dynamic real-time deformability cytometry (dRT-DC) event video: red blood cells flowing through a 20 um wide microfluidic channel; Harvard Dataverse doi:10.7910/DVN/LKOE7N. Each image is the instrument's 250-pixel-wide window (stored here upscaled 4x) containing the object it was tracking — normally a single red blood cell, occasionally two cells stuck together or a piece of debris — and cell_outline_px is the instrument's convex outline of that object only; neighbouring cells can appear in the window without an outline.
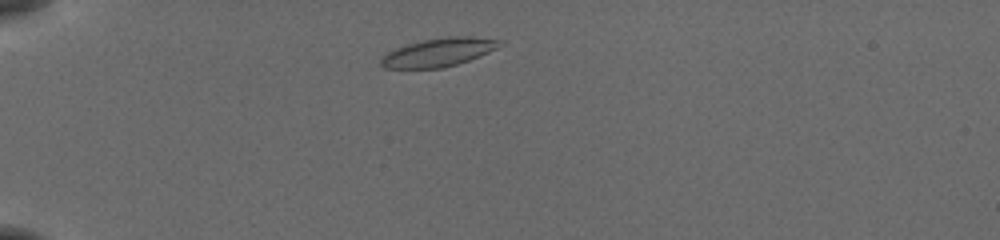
{"species": "common noctule bat (a hibernating species)", "species_latin": "Nyctalus noctula", "temperature_condition": "cold", "stored_images_in_passage": 43, "camera_frame_rate_fps": 3000, "um_per_image_px": 0.085, "animal": {"sex": "female", "body_mass_g": 19.5, "forearm_length_mm": 54.1}, "frame": {"image": 1, "passage_image": 4, "time_ms": 1.0, "image_size_px": [1000, 240], "cell_outline_px": [[500, 40], [496, 48], [488, 52], [468, 60], [444, 68], [384, 68], [380, 64], [380, 60], [388, 52], [396, 48], [408, 44], [424, 40], [448, 36], [468, 36]], "centroid_in_image_um": [37.23, 4.45], "position_along_channel_um": 47.8, "area_um2": 19.19}}
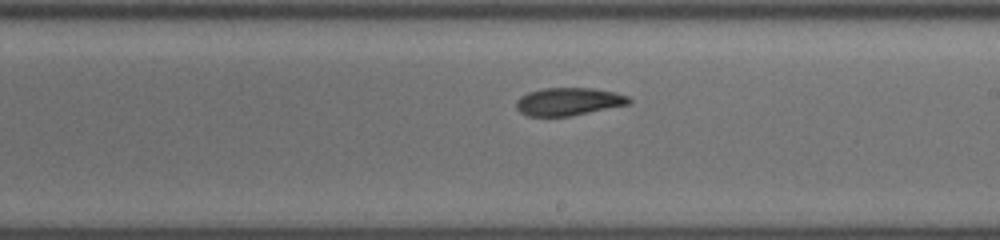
{"frame": {"image": 2, "passage_image": 22, "time_ms": 7.0, "image_size_px": [1000, 240], "cell_outline_px": [[632, 100], [628, 104], [572, 116], [528, 116], [520, 112], [516, 108], [516, 100], [520, 96], [528, 92], [544, 88], [592, 88], [616, 92], [628, 96]], "centroid_in_image_um": [48.31, 8.63], "position_along_channel_um": 240.7, "area_um2": 18.32}}
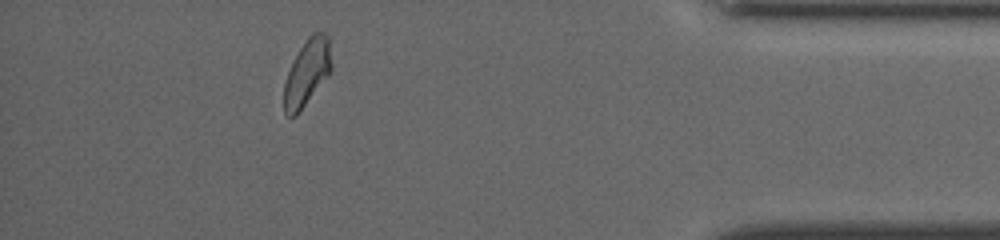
{"frame": {"image": 3, "passage_image": 38, "time_ms": 12.333, "image_size_px": [1000, 240], "cell_outline_px": [[332, 72], [296, 116], [288, 116], [284, 112], [284, 84], [288, 72], [300, 48], [308, 36], [312, 32], [324, 32], [328, 36], [332, 64]], "centroid_in_image_um": [26.12, 6.17], "position_along_channel_um": 409.1, "area_um2": 18.38}, "authors_computed_cell_mechanics": {"area_um2": 18.8428, "velocity_mm_per_s": 3.8357, "shape_relaxation_time_tau1_ms": 11.0078, "shape_relaxation_time_tau2_ms": 3.3051, "deformation_change_tau1": 0.1831, "deformation_change_tau2": 0.0875}}